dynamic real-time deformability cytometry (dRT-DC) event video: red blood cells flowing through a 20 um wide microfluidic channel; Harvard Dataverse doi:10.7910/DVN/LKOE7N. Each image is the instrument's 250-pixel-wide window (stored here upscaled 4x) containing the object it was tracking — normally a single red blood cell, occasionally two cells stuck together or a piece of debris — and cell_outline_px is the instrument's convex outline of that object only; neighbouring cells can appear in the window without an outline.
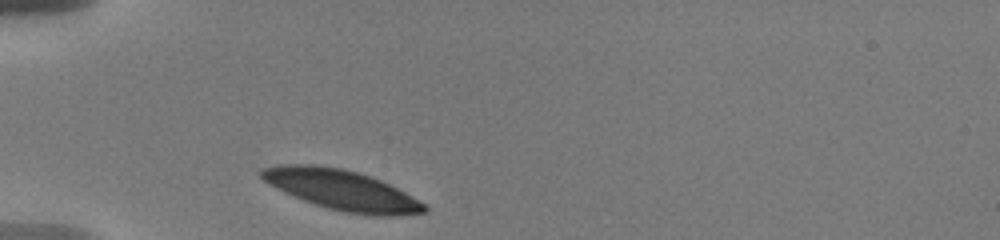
{"species": "human", "species_latin": "Homo sapiens", "temperature_condition": "warm", "stored_images_in_passage": 4, "camera_frame_rate_fps": 3000, "um_per_image_px": 0.085, "donor": {"sex": "male"}, "frame": {"image": 1, "passage_image": 1, "time_ms": 0.0, "image_size_px": [1000, 240], "cell_outline_px": [[428, 208], [424, 212], [396, 216], [372, 216], [344, 212], [328, 208], [304, 200], [284, 192], [276, 188], [264, 180], [260, 176], [260, 172], [264, 168], [276, 164], [312, 164], [340, 168], [356, 172], [380, 180], [412, 196], [424, 204]], "centroid_in_image_um": [29.03, 16.15], "position_along_channel_um": 56.0, "area_um2": 37.69}}